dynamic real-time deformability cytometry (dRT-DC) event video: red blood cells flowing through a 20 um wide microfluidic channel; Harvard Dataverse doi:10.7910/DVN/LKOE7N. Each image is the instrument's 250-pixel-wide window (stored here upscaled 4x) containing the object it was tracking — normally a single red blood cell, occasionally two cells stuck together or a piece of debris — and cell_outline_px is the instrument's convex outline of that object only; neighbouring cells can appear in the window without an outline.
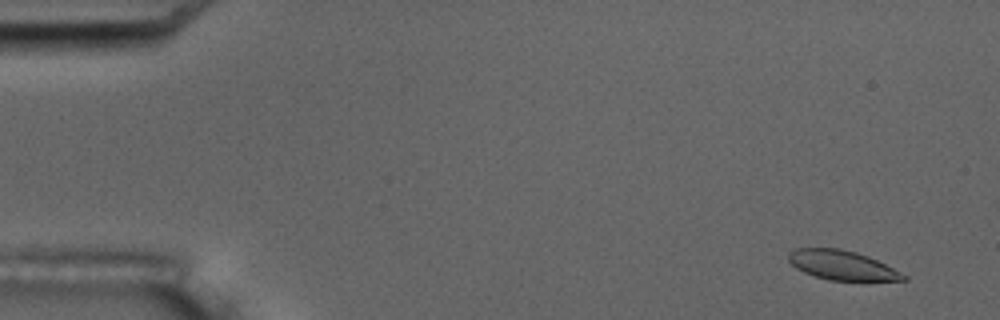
{"species": "common noctule bat (a hibernating species)", "species_latin": "Nyctalus noctula", "temperature_condition": "room temperature", "stored_images_in_passage": 6, "camera_frame_rate_fps": 3000, "um_per_image_px": 0.085, "animal": {"sex": "male", "body_mass_g": 17.5, "forearm_length_mm": 52.3}, "frame": {"image": 1, "passage_image": 2, "time_ms": 1.0, "image_size_px": [1000, 320], "cell_outline_px": [[908, 280], [828, 280], [804, 272], [796, 268], [788, 260], [788, 252], [796, 248], [840, 248], [856, 252], [868, 256], [908, 276]], "centroid_in_image_um": [71.54, 22.53], "position_along_channel_um": 13.5, "area_um2": 19.48}}